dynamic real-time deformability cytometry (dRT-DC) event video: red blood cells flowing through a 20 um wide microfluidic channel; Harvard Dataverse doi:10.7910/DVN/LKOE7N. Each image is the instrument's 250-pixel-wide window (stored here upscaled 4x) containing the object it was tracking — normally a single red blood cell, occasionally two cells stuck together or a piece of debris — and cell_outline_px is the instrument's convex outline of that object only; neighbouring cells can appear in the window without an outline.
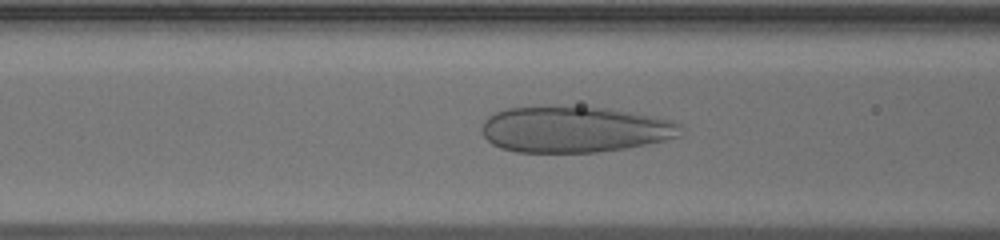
{"species": "human", "species_latin": "Homo sapiens", "temperature_condition": "warm", "stored_images_in_passage": 38, "camera_frame_rate_fps": 3000, "um_per_image_px": 0.085, "donor": {"sex": "male"}, "frame": {"image": 1, "passage_image": 8, "time_ms": 2.333, "image_size_px": [1000, 240], "cell_outline_px": [[680, 136], [664, 140], [624, 148], [596, 152], [516, 152], [500, 148], [492, 144], [484, 136], [480, 128], [484, 120], [488, 116], [496, 112], [508, 108], [552, 104], [608, 108], [652, 116], [672, 120], [680, 124]], "centroid_in_image_um": [48.77, 10.97], "position_along_channel_um": 117.8, "area_um2": 54.04}}
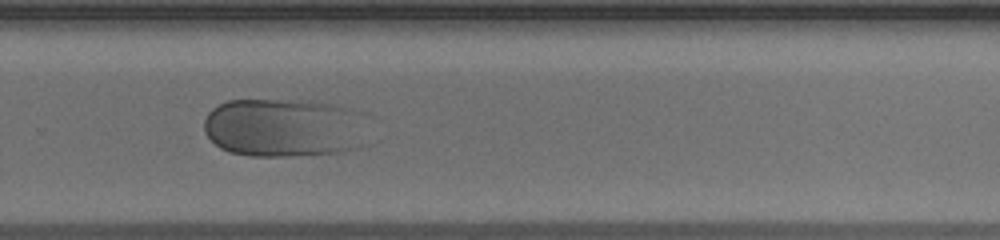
{"frame": {"image": 2, "passage_image": 22, "time_ms": 7.0, "image_size_px": [1000, 240], "cell_outline_px": [[356, 148], [340, 152], [288, 156], [248, 156], [228, 152], [220, 148], [204, 132], [204, 120], [208, 112], [212, 108], [228, 100], [300, 100], [332, 104], [344, 108]], "centroid_in_image_um": [23.71, 10.87], "position_along_channel_um": 306.1, "area_um2": 52.94}}
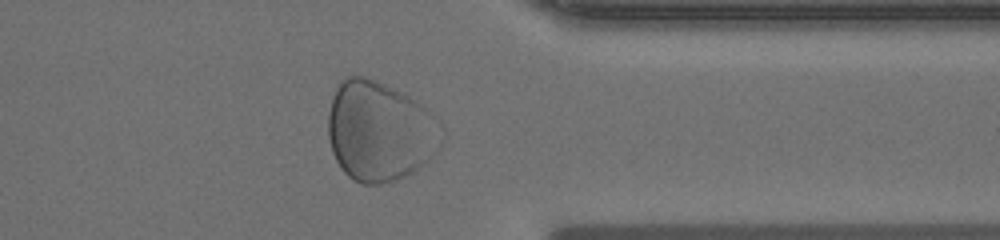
{"frame": {"image": 3, "passage_image": 28, "time_ms": 9.0, "image_size_px": [1000, 240], "cell_outline_px": [[440, 152], [420, 168], [396, 180], [380, 184], [360, 184], [352, 180], [340, 168], [332, 152], [328, 136], [328, 112], [332, 96], [340, 80], [348, 76], [364, 76], [376, 80], [416, 100], [432, 116], [440, 148]], "centroid_in_image_um": [32.19, 11.18], "position_along_channel_um": 379.2, "area_um2": 65.66}}